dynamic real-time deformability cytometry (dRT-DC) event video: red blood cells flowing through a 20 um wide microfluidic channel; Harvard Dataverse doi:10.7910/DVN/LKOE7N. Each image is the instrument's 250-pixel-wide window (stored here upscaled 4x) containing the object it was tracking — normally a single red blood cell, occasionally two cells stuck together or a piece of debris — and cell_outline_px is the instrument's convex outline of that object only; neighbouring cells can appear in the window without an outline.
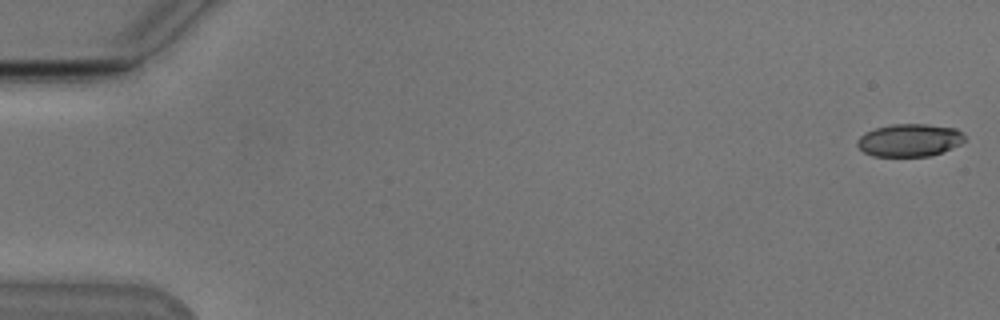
{"species": "Egyptian fruit bat (a non-hibernating species)", "species_latin": "Rousettus aegyptiacus", "temperature_condition": "cold", "stored_images_in_passage": 54, "camera_frame_rate_fps": 3000, "um_per_image_px": 0.085, "animal": {"sex": "male"}, "frame": {"image": 1, "passage_image": 1, "time_ms": 0.0, "image_size_px": [1000, 320], "cell_outline_px": [[964, 140], [960, 144], [940, 152], [928, 156], [872, 156], [864, 152], [856, 144], [856, 140], [864, 132], [876, 128], [892, 124], [928, 124], [956, 128], [964, 136]], "centroid_in_image_um": [77.26, 11.91], "position_along_channel_um": 7.7, "area_um2": 20.35}}
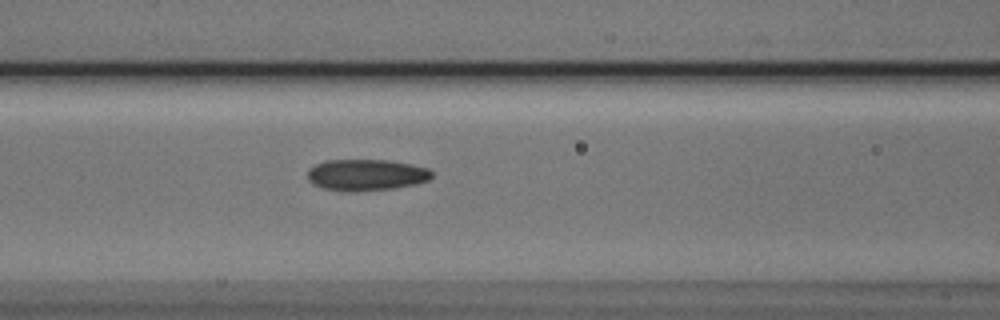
{"frame": {"image": 2, "passage_image": 23, "time_ms": 7.333, "image_size_px": [1000, 320], "cell_outline_px": [[432, 176], [428, 180], [416, 184], [392, 188], [356, 192], [348, 192], [324, 188], [312, 184], [308, 180], [308, 168], [324, 160], [388, 160], [412, 164], [428, 168], [432, 172]], "centroid_in_image_um": [31.11, 14.86], "position_along_channel_um": 135.5, "area_um2": 22.89}}
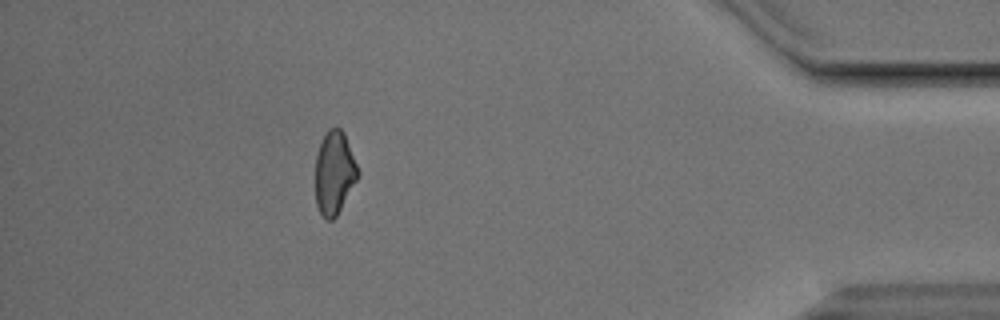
{"frame": {"image": 3, "passage_image": 48, "time_ms": 15.667, "image_size_px": [1000, 320], "cell_outline_px": [[360, 176], [336, 216], [332, 220], [328, 220], [320, 212], [316, 204], [316, 156], [320, 144], [328, 128], [336, 124], [344, 132], [360, 172]], "centroid_in_image_um": [28.44, 14.65], "position_along_channel_um": 406.8, "area_um2": 20.69}, "authors_computed_cell_mechanics": {"area_um2": 21.7906, "velocity_mm_per_s": 3.8407, "shape_relaxation_time_tau1_ms": 4.363, "shape_relaxation_time_tau2_ms": 5.4846, "deformation_change_tau1": 0.1185, "deformation_change_tau2": 0.1271}}